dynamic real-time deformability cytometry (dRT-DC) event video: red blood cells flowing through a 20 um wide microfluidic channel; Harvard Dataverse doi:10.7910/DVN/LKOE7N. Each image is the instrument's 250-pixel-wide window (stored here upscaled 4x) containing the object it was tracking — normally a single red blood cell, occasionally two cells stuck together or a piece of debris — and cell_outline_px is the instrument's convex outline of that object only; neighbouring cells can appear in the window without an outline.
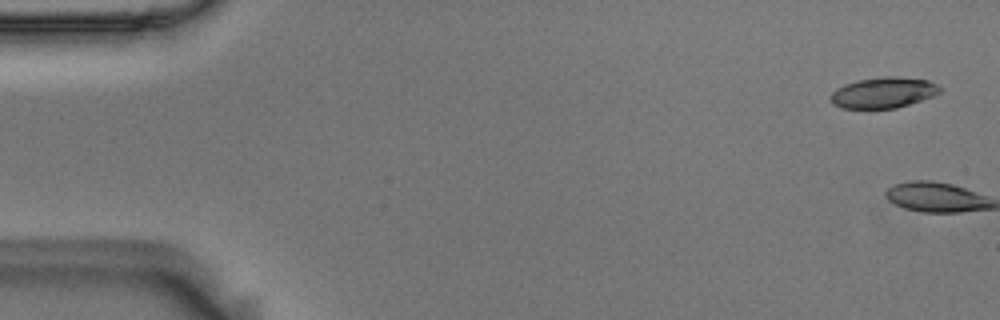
{"species": "Egyptian fruit bat (a non-hibernating species)", "species_latin": "Rousettus aegyptiacus", "temperature_condition": "room temperature", "stored_images_in_passage": 4, "camera_frame_rate_fps": 3000, "um_per_image_px": 0.085, "animal": {"sex": "male"}, "frame": {"image": 1, "passage_image": 1, "time_ms": 0.0, "image_size_px": [1000, 320], "cell_outline_px": [[940, 92], [932, 96], [896, 108], [840, 108], [832, 104], [828, 96], [836, 88], [844, 84], [856, 80], [884, 76], [896, 76], [928, 80], [936, 84], [940, 88]], "centroid_in_image_um": [75.02, 7.86], "position_along_channel_um": 10.0, "area_um2": 19.65}}